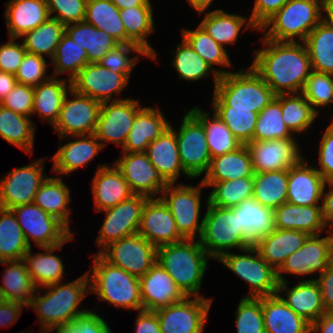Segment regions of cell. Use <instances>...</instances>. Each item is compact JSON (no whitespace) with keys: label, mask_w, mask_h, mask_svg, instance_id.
Wrapping results in <instances>:
<instances>
[{"label":"cell","mask_w":333,"mask_h":333,"mask_svg":"<svg viewBox=\"0 0 333 333\" xmlns=\"http://www.w3.org/2000/svg\"><path fill=\"white\" fill-rule=\"evenodd\" d=\"M260 41L265 48L255 51L252 68L275 95L301 93L313 71L304 42Z\"/></svg>","instance_id":"obj_1"},{"label":"cell","mask_w":333,"mask_h":333,"mask_svg":"<svg viewBox=\"0 0 333 333\" xmlns=\"http://www.w3.org/2000/svg\"><path fill=\"white\" fill-rule=\"evenodd\" d=\"M43 288H37L29 304L37 314L38 321L40 320L42 333H48L54 326L72 322L76 316L89 310L78 309L81 301L90 293L87 272L72 282H58ZM42 291L45 294L41 295Z\"/></svg>","instance_id":"obj_2"},{"label":"cell","mask_w":333,"mask_h":333,"mask_svg":"<svg viewBox=\"0 0 333 333\" xmlns=\"http://www.w3.org/2000/svg\"><path fill=\"white\" fill-rule=\"evenodd\" d=\"M214 92L212 106H230L232 109H252L260 113L275 94L252 68L237 72L213 69Z\"/></svg>","instance_id":"obj_3"},{"label":"cell","mask_w":333,"mask_h":333,"mask_svg":"<svg viewBox=\"0 0 333 333\" xmlns=\"http://www.w3.org/2000/svg\"><path fill=\"white\" fill-rule=\"evenodd\" d=\"M212 259L199 240L185 239L157 248V262L170 274L186 297H203L201 284Z\"/></svg>","instance_id":"obj_4"},{"label":"cell","mask_w":333,"mask_h":333,"mask_svg":"<svg viewBox=\"0 0 333 333\" xmlns=\"http://www.w3.org/2000/svg\"><path fill=\"white\" fill-rule=\"evenodd\" d=\"M91 258L93 269L87 271L90 292L117 309L143 310L139 278L107 262L99 253Z\"/></svg>","instance_id":"obj_5"},{"label":"cell","mask_w":333,"mask_h":333,"mask_svg":"<svg viewBox=\"0 0 333 333\" xmlns=\"http://www.w3.org/2000/svg\"><path fill=\"white\" fill-rule=\"evenodd\" d=\"M322 15V0H289L258 30H267L263 37L268 40L304 42L322 21Z\"/></svg>","instance_id":"obj_6"},{"label":"cell","mask_w":333,"mask_h":333,"mask_svg":"<svg viewBox=\"0 0 333 333\" xmlns=\"http://www.w3.org/2000/svg\"><path fill=\"white\" fill-rule=\"evenodd\" d=\"M206 199L207 209L198 240L208 255L218 260L233 248L241 251L253 246L239 228L238 208L217 207L208 203V197Z\"/></svg>","instance_id":"obj_7"},{"label":"cell","mask_w":333,"mask_h":333,"mask_svg":"<svg viewBox=\"0 0 333 333\" xmlns=\"http://www.w3.org/2000/svg\"><path fill=\"white\" fill-rule=\"evenodd\" d=\"M243 254L228 252L218 261L250 286L244 297L259 298L277 294V272L260 256L254 246L241 250Z\"/></svg>","instance_id":"obj_8"},{"label":"cell","mask_w":333,"mask_h":333,"mask_svg":"<svg viewBox=\"0 0 333 333\" xmlns=\"http://www.w3.org/2000/svg\"><path fill=\"white\" fill-rule=\"evenodd\" d=\"M202 181L198 186L169 183L160 197L168 206L179 233L185 239L200 238L203 229V218L200 220ZM197 233V234H196Z\"/></svg>","instance_id":"obj_9"},{"label":"cell","mask_w":333,"mask_h":333,"mask_svg":"<svg viewBox=\"0 0 333 333\" xmlns=\"http://www.w3.org/2000/svg\"><path fill=\"white\" fill-rule=\"evenodd\" d=\"M169 127L176 135L183 170L193 179L206 174L212 158L203 125L187 110L179 131Z\"/></svg>","instance_id":"obj_10"},{"label":"cell","mask_w":333,"mask_h":333,"mask_svg":"<svg viewBox=\"0 0 333 333\" xmlns=\"http://www.w3.org/2000/svg\"><path fill=\"white\" fill-rule=\"evenodd\" d=\"M11 210L30 248L32 242L39 248L55 246L63 243L72 234L61 221L46 213L34 202L16 206Z\"/></svg>","instance_id":"obj_11"},{"label":"cell","mask_w":333,"mask_h":333,"mask_svg":"<svg viewBox=\"0 0 333 333\" xmlns=\"http://www.w3.org/2000/svg\"><path fill=\"white\" fill-rule=\"evenodd\" d=\"M98 253L107 262L138 278L144 276L157 260V248L138 233L114 241Z\"/></svg>","instance_id":"obj_12"},{"label":"cell","mask_w":333,"mask_h":333,"mask_svg":"<svg viewBox=\"0 0 333 333\" xmlns=\"http://www.w3.org/2000/svg\"><path fill=\"white\" fill-rule=\"evenodd\" d=\"M328 235H310L303 246L288 256L277 271L278 283L286 282L284 273L304 276L318 272L322 274L333 261V233Z\"/></svg>","instance_id":"obj_13"},{"label":"cell","mask_w":333,"mask_h":333,"mask_svg":"<svg viewBox=\"0 0 333 333\" xmlns=\"http://www.w3.org/2000/svg\"><path fill=\"white\" fill-rule=\"evenodd\" d=\"M142 108L139 100L125 98L101 103L94 135L105 147L115 143L123 148L136 113ZM107 142V143H106Z\"/></svg>","instance_id":"obj_14"},{"label":"cell","mask_w":333,"mask_h":333,"mask_svg":"<svg viewBox=\"0 0 333 333\" xmlns=\"http://www.w3.org/2000/svg\"><path fill=\"white\" fill-rule=\"evenodd\" d=\"M213 299L185 297L156 312L161 333H203Z\"/></svg>","instance_id":"obj_15"},{"label":"cell","mask_w":333,"mask_h":333,"mask_svg":"<svg viewBox=\"0 0 333 333\" xmlns=\"http://www.w3.org/2000/svg\"><path fill=\"white\" fill-rule=\"evenodd\" d=\"M69 95L74 96L68 99ZM101 102L71 89L64 98L60 115L53 128L59 139L74 135L94 134Z\"/></svg>","instance_id":"obj_16"},{"label":"cell","mask_w":333,"mask_h":333,"mask_svg":"<svg viewBox=\"0 0 333 333\" xmlns=\"http://www.w3.org/2000/svg\"><path fill=\"white\" fill-rule=\"evenodd\" d=\"M45 159L15 168L0 179V207L12 209L19 205L34 202L41 184L48 177L44 174Z\"/></svg>","instance_id":"obj_17"},{"label":"cell","mask_w":333,"mask_h":333,"mask_svg":"<svg viewBox=\"0 0 333 333\" xmlns=\"http://www.w3.org/2000/svg\"><path fill=\"white\" fill-rule=\"evenodd\" d=\"M148 197L132 195L115 207L103 210L105 219L95 244L101 249L108 244L138 233L142 210Z\"/></svg>","instance_id":"obj_18"},{"label":"cell","mask_w":333,"mask_h":333,"mask_svg":"<svg viewBox=\"0 0 333 333\" xmlns=\"http://www.w3.org/2000/svg\"><path fill=\"white\" fill-rule=\"evenodd\" d=\"M122 155L114 162L127 181L130 190L135 195L155 198L169 184L154 168L145 152L128 153Z\"/></svg>","instance_id":"obj_19"},{"label":"cell","mask_w":333,"mask_h":333,"mask_svg":"<svg viewBox=\"0 0 333 333\" xmlns=\"http://www.w3.org/2000/svg\"><path fill=\"white\" fill-rule=\"evenodd\" d=\"M128 83L125 74L114 73L99 63H88L71 80V88L102 103L113 101L112 97L122 93Z\"/></svg>","instance_id":"obj_20"},{"label":"cell","mask_w":333,"mask_h":333,"mask_svg":"<svg viewBox=\"0 0 333 333\" xmlns=\"http://www.w3.org/2000/svg\"><path fill=\"white\" fill-rule=\"evenodd\" d=\"M295 138L268 141H251L246 144L251 154L253 170L256 173L288 170L304 157Z\"/></svg>","instance_id":"obj_21"},{"label":"cell","mask_w":333,"mask_h":333,"mask_svg":"<svg viewBox=\"0 0 333 333\" xmlns=\"http://www.w3.org/2000/svg\"><path fill=\"white\" fill-rule=\"evenodd\" d=\"M138 234L156 248L185 240L168 206L160 197L148 198L144 204Z\"/></svg>","instance_id":"obj_22"},{"label":"cell","mask_w":333,"mask_h":333,"mask_svg":"<svg viewBox=\"0 0 333 333\" xmlns=\"http://www.w3.org/2000/svg\"><path fill=\"white\" fill-rule=\"evenodd\" d=\"M139 280L143 310L157 311L186 297L157 261Z\"/></svg>","instance_id":"obj_23"},{"label":"cell","mask_w":333,"mask_h":333,"mask_svg":"<svg viewBox=\"0 0 333 333\" xmlns=\"http://www.w3.org/2000/svg\"><path fill=\"white\" fill-rule=\"evenodd\" d=\"M326 180L303 158L288 169L287 202L302 206H322Z\"/></svg>","instance_id":"obj_24"},{"label":"cell","mask_w":333,"mask_h":333,"mask_svg":"<svg viewBox=\"0 0 333 333\" xmlns=\"http://www.w3.org/2000/svg\"><path fill=\"white\" fill-rule=\"evenodd\" d=\"M67 137V140L70 138L76 140L68 142L65 145H62L60 142L57 152L50 158L53 161L51 171L62 176L64 173L66 176H69L73 171L89 165V162L103 149L102 143L94 134Z\"/></svg>","instance_id":"obj_25"},{"label":"cell","mask_w":333,"mask_h":333,"mask_svg":"<svg viewBox=\"0 0 333 333\" xmlns=\"http://www.w3.org/2000/svg\"><path fill=\"white\" fill-rule=\"evenodd\" d=\"M287 284V281L278 283L277 294L297 315L312 324L326 312L316 280H301L292 288Z\"/></svg>","instance_id":"obj_26"},{"label":"cell","mask_w":333,"mask_h":333,"mask_svg":"<svg viewBox=\"0 0 333 333\" xmlns=\"http://www.w3.org/2000/svg\"><path fill=\"white\" fill-rule=\"evenodd\" d=\"M91 183L96 212L115 207L121 201L134 195L115 164L112 166L98 165Z\"/></svg>","instance_id":"obj_27"},{"label":"cell","mask_w":333,"mask_h":333,"mask_svg":"<svg viewBox=\"0 0 333 333\" xmlns=\"http://www.w3.org/2000/svg\"><path fill=\"white\" fill-rule=\"evenodd\" d=\"M5 4L9 38L18 39L50 18L47 0H10Z\"/></svg>","instance_id":"obj_28"},{"label":"cell","mask_w":333,"mask_h":333,"mask_svg":"<svg viewBox=\"0 0 333 333\" xmlns=\"http://www.w3.org/2000/svg\"><path fill=\"white\" fill-rule=\"evenodd\" d=\"M160 109L145 106L136 113L122 152H146L148 145L169 128L170 123Z\"/></svg>","instance_id":"obj_29"},{"label":"cell","mask_w":333,"mask_h":333,"mask_svg":"<svg viewBox=\"0 0 333 333\" xmlns=\"http://www.w3.org/2000/svg\"><path fill=\"white\" fill-rule=\"evenodd\" d=\"M73 239L74 233H72L63 243L50 247H41L45 252L32 254V248H29L25 253L22 260L37 288H43L62 282L65 271L63 261L59 256L52 253L57 249L61 250L66 242Z\"/></svg>","instance_id":"obj_30"},{"label":"cell","mask_w":333,"mask_h":333,"mask_svg":"<svg viewBox=\"0 0 333 333\" xmlns=\"http://www.w3.org/2000/svg\"><path fill=\"white\" fill-rule=\"evenodd\" d=\"M275 229L299 230L309 235L328 231L322 216V206H302L285 202L274 209Z\"/></svg>","instance_id":"obj_31"},{"label":"cell","mask_w":333,"mask_h":333,"mask_svg":"<svg viewBox=\"0 0 333 333\" xmlns=\"http://www.w3.org/2000/svg\"><path fill=\"white\" fill-rule=\"evenodd\" d=\"M310 235L299 230L275 229L254 247L260 256L277 272L286 258L301 248Z\"/></svg>","instance_id":"obj_32"},{"label":"cell","mask_w":333,"mask_h":333,"mask_svg":"<svg viewBox=\"0 0 333 333\" xmlns=\"http://www.w3.org/2000/svg\"><path fill=\"white\" fill-rule=\"evenodd\" d=\"M145 153L154 168L168 183H175L181 173L190 179V176L183 170L176 135L170 127L148 145Z\"/></svg>","instance_id":"obj_33"},{"label":"cell","mask_w":333,"mask_h":333,"mask_svg":"<svg viewBox=\"0 0 333 333\" xmlns=\"http://www.w3.org/2000/svg\"><path fill=\"white\" fill-rule=\"evenodd\" d=\"M265 333H310V323L290 309L278 294L261 297Z\"/></svg>","instance_id":"obj_34"},{"label":"cell","mask_w":333,"mask_h":333,"mask_svg":"<svg viewBox=\"0 0 333 333\" xmlns=\"http://www.w3.org/2000/svg\"><path fill=\"white\" fill-rule=\"evenodd\" d=\"M251 154L246 144L235 151L211 159L208 172L203 176V184H214L244 177H253Z\"/></svg>","instance_id":"obj_35"},{"label":"cell","mask_w":333,"mask_h":333,"mask_svg":"<svg viewBox=\"0 0 333 333\" xmlns=\"http://www.w3.org/2000/svg\"><path fill=\"white\" fill-rule=\"evenodd\" d=\"M235 207L238 208L239 228L253 246L275 230L274 209L263 206L253 197Z\"/></svg>","instance_id":"obj_36"},{"label":"cell","mask_w":333,"mask_h":333,"mask_svg":"<svg viewBox=\"0 0 333 333\" xmlns=\"http://www.w3.org/2000/svg\"><path fill=\"white\" fill-rule=\"evenodd\" d=\"M71 89L69 79L52 76L34 87L32 115L39 114V119L48 121L53 127L59 118L64 98Z\"/></svg>","instance_id":"obj_37"},{"label":"cell","mask_w":333,"mask_h":333,"mask_svg":"<svg viewBox=\"0 0 333 333\" xmlns=\"http://www.w3.org/2000/svg\"><path fill=\"white\" fill-rule=\"evenodd\" d=\"M199 25L214 41L223 47L237 42L243 26H245L244 30L252 28L258 31L250 17L230 14L223 9L208 11Z\"/></svg>","instance_id":"obj_38"},{"label":"cell","mask_w":333,"mask_h":333,"mask_svg":"<svg viewBox=\"0 0 333 333\" xmlns=\"http://www.w3.org/2000/svg\"><path fill=\"white\" fill-rule=\"evenodd\" d=\"M65 33L81 48L88 57V63H98L119 42L109 34L99 30L85 20L65 25Z\"/></svg>","instance_id":"obj_39"},{"label":"cell","mask_w":333,"mask_h":333,"mask_svg":"<svg viewBox=\"0 0 333 333\" xmlns=\"http://www.w3.org/2000/svg\"><path fill=\"white\" fill-rule=\"evenodd\" d=\"M121 21L124 24L126 43L138 45L151 60H156L157 52L147 41V36L155 31L153 7L135 6L120 10Z\"/></svg>","instance_id":"obj_40"},{"label":"cell","mask_w":333,"mask_h":333,"mask_svg":"<svg viewBox=\"0 0 333 333\" xmlns=\"http://www.w3.org/2000/svg\"><path fill=\"white\" fill-rule=\"evenodd\" d=\"M60 177H47L35 195L34 203L46 213L56 217L70 231V189Z\"/></svg>","instance_id":"obj_41"},{"label":"cell","mask_w":333,"mask_h":333,"mask_svg":"<svg viewBox=\"0 0 333 333\" xmlns=\"http://www.w3.org/2000/svg\"><path fill=\"white\" fill-rule=\"evenodd\" d=\"M189 112L203 125L211 158L235 151L242 145L214 111L212 118L209 111L204 112L197 106Z\"/></svg>","instance_id":"obj_42"},{"label":"cell","mask_w":333,"mask_h":333,"mask_svg":"<svg viewBox=\"0 0 333 333\" xmlns=\"http://www.w3.org/2000/svg\"><path fill=\"white\" fill-rule=\"evenodd\" d=\"M0 264L8 266L3 273V285L0 284L6 300L19 302L28 307L37 287L26 270L24 261H1Z\"/></svg>","instance_id":"obj_43"},{"label":"cell","mask_w":333,"mask_h":333,"mask_svg":"<svg viewBox=\"0 0 333 333\" xmlns=\"http://www.w3.org/2000/svg\"><path fill=\"white\" fill-rule=\"evenodd\" d=\"M0 137L24 153L32 154L35 138L34 122L30 117L0 105Z\"/></svg>","instance_id":"obj_44"},{"label":"cell","mask_w":333,"mask_h":333,"mask_svg":"<svg viewBox=\"0 0 333 333\" xmlns=\"http://www.w3.org/2000/svg\"><path fill=\"white\" fill-rule=\"evenodd\" d=\"M253 198L263 206L278 208L287 202L288 170L254 172Z\"/></svg>","instance_id":"obj_45"},{"label":"cell","mask_w":333,"mask_h":333,"mask_svg":"<svg viewBox=\"0 0 333 333\" xmlns=\"http://www.w3.org/2000/svg\"><path fill=\"white\" fill-rule=\"evenodd\" d=\"M304 44L312 70L333 75V27L321 21L308 34Z\"/></svg>","instance_id":"obj_46"},{"label":"cell","mask_w":333,"mask_h":333,"mask_svg":"<svg viewBox=\"0 0 333 333\" xmlns=\"http://www.w3.org/2000/svg\"><path fill=\"white\" fill-rule=\"evenodd\" d=\"M85 21L109 34L119 43H126L120 10L111 0H87Z\"/></svg>","instance_id":"obj_47"},{"label":"cell","mask_w":333,"mask_h":333,"mask_svg":"<svg viewBox=\"0 0 333 333\" xmlns=\"http://www.w3.org/2000/svg\"><path fill=\"white\" fill-rule=\"evenodd\" d=\"M275 98L281 103L282 119L293 134L305 133L318 117L302 93L281 94Z\"/></svg>","instance_id":"obj_48"},{"label":"cell","mask_w":333,"mask_h":333,"mask_svg":"<svg viewBox=\"0 0 333 333\" xmlns=\"http://www.w3.org/2000/svg\"><path fill=\"white\" fill-rule=\"evenodd\" d=\"M29 248L13 211L0 207V262L20 260Z\"/></svg>","instance_id":"obj_49"},{"label":"cell","mask_w":333,"mask_h":333,"mask_svg":"<svg viewBox=\"0 0 333 333\" xmlns=\"http://www.w3.org/2000/svg\"><path fill=\"white\" fill-rule=\"evenodd\" d=\"M65 33V25L58 19L50 17L34 30L25 33L22 37L24 48L28 53L53 58L62 35Z\"/></svg>","instance_id":"obj_50"},{"label":"cell","mask_w":333,"mask_h":333,"mask_svg":"<svg viewBox=\"0 0 333 333\" xmlns=\"http://www.w3.org/2000/svg\"><path fill=\"white\" fill-rule=\"evenodd\" d=\"M204 185L213 188L208 196L209 204L221 208H231L253 196L254 180L253 177H244Z\"/></svg>","instance_id":"obj_51"},{"label":"cell","mask_w":333,"mask_h":333,"mask_svg":"<svg viewBox=\"0 0 333 333\" xmlns=\"http://www.w3.org/2000/svg\"><path fill=\"white\" fill-rule=\"evenodd\" d=\"M51 60V66L54 65L52 77H57L67 72L70 81L88 64L86 51L73 42L66 33L62 35Z\"/></svg>","instance_id":"obj_52"},{"label":"cell","mask_w":333,"mask_h":333,"mask_svg":"<svg viewBox=\"0 0 333 333\" xmlns=\"http://www.w3.org/2000/svg\"><path fill=\"white\" fill-rule=\"evenodd\" d=\"M182 38L211 68L213 65L232 67L225 47L214 41L200 25L195 30L183 28Z\"/></svg>","instance_id":"obj_53"},{"label":"cell","mask_w":333,"mask_h":333,"mask_svg":"<svg viewBox=\"0 0 333 333\" xmlns=\"http://www.w3.org/2000/svg\"><path fill=\"white\" fill-rule=\"evenodd\" d=\"M282 119L281 103L274 98L259 114L253 132V141L294 138Z\"/></svg>","instance_id":"obj_54"},{"label":"cell","mask_w":333,"mask_h":333,"mask_svg":"<svg viewBox=\"0 0 333 333\" xmlns=\"http://www.w3.org/2000/svg\"><path fill=\"white\" fill-rule=\"evenodd\" d=\"M176 47L177 49L172 51L174 57L171 65L176 69L180 79L195 82L209 77L211 67L183 38Z\"/></svg>","instance_id":"obj_55"},{"label":"cell","mask_w":333,"mask_h":333,"mask_svg":"<svg viewBox=\"0 0 333 333\" xmlns=\"http://www.w3.org/2000/svg\"><path fill=\"white\" fill-rule=\"evenodd\" d=\"M212 109L242 144L253 141L259 113L252 109H232L230 106H212Z\"/></svg>","instance_id":"obj_56"},{"label":"cell","mask_w":333,"mask_h":333,"mask_svg":"<svg viewBox=\"0 0 333 333\" xmlns=\"http://www.w3.org/2000/svg\"><path fill=\"white\" fill-rule=\"evenodd\" d=\"M301 93L319 114L318 107L322 109L333 103V75L312 71Z\"/></svg>","instance_id":"obj_57"},{"label":"cell","mask_w":333,"mask_h":333,"mask_svg":"<svg viewBox=\"0 0 333 333\" xmlns=\"http://www.w3.org/2000/svg\"><path fill=\"white\" fill-rule=\"evenodd\" d=\"M138 53L140 56L150 58L145 51L134 43H119L111 49L104 58L98 63L105 68L110 69L114 73H123L130 78L133 67L138 63L140 56H132L131 53Z\"/></svg>","instance_id":"obj_58"},{"label":"cell","mask_w":333,"mask_h":333,"mask_svg":"<svg viewBox=\"0 0 333 333\" xmlns=\"http://www.w3.org/2000/svg\"><path fill=\"white\" fill-rule=\"evenodd\" d=\"M237 333H265L261 297H243L236 310Z\"/></svg>","instance_id":"obj_59"},{"label":"cell","mask_w":333,"mask_h":333,"mask_svg":"<svg viewBox=\"0 0 333 333\" xmlns=\"http://www.w3.org/2000/svg\"><path fill=\"white\" fill-rule=\"evenodd\" d=\"M53 330L55 333H113L102 316L92 310L76 316L65 325L54 326L48 333Z\"/></svg>","instance_id":"obj_60"},{"label":"cell","mask_w":333,"mask_h":333,"mask_svg":"<svg viewBox=\"0 0 333 333\" xmlns=\"http://www.w3.org/2000/svg\"><path fill=\"white\" fill-rule=\"evenodd\" d=\"M47 66L45 57L26 52L15 74L17 83L36 87L47 81L51 77L46 75Z\"/></svg>","instance_id":"obj_61"},{"label":"cell","mask_w":333,"mask_h":333,"mask_svg":"<svg viewBox=\"0 0 333 333\" xmlns=\"http://www.w3.org/2000/svg\"><path fill=\"white\" fill-rule=\"evenodd\" d=\"M87 0H47L49 15L68 25L85 20ZM56 13L54 16H51Z\"/></svg>","instance_id":"obj_62"},{"label":"cell","mask_w":333,"mask_h":333,"mask_svg":"<svg viewBox=\"0 0 333 333\" xmlns=\"http://www.w3.org/2000/svg\"><path fill=\"white\" fill-rule=\"evenodd\" d=\"M34 87L17 83L11 92L0 102L3 107L15 113L30 117L33 110Z\"/></svg>","instance_id":"obj_63"},{"label":"cell","mask_w":333,"mask_h":333,"mask_svg":"<svg viewBox=\"0 0 333 333\" xmlns=\"http://www.w3.org/2000/svg\"><path fill=\"white\" fill-rule=\"evenodd\" d=\"M9 38L7 43L0 45V71L15 75L26 54L23 43Z\"/></svg>","instance_id":"obj_64"},{"label":"cell","mask_w":333,"mask_h":333,"mask_svg":"<svg viewBox=\"0 0 333 333\" xmlns=\"http://www.w3.org/2000/svg\"><path fill=\"white\" fill-rule=\"evenodd\" d=\"M319 166L315 169L326 180H333V121L326 128L319 146Z\"/></svg>","instance_id":"obj_65"},{"label":"cell","mask_w":333,"mask_h":333,"mask_svg":"<svg viewBox=\"0 0 333 333\" xmlns=\"http://www.w3.org/2000/svg\"><path fill=\"white\" fill-rule=\"evenodd\" d=\"M289 0H255L250 19L257 29L276 12H278Z\"/></svg>","instance_id":"obj_66"},{"label":"cell","mask_w":333,"mask_h":333,"mask_svg":"<svg viewBox=\"0 0 333 333\" xmlns=\"http://www.w3.org/2000/svg\"><path fill=\"white\" fill-rule=\"evenodd\" d=\"M316 280L321 290L322 301L326 312H333V261L327 269L317 278L304 279Z\"/></svg>","instance_id":"obj_67"},{"label":"cell","mask_w":333,"mask_h":333,"mask_svg":"<svg viewBox=\"0 0 333 333\" xmlns=\"http://www.w3.org/2000/svg\"><path fill=\"white\" fill-rule=\"evenodd\" d=\"M135 321V333H161L155 311H138Z\"/></svg>","instance_id":"obj_68"},{"label":"cell","mask_w":333,"mask_h":333,"mask_svg":"<svg viewBox=\"0 0 333 333\" xmlns=\"http://www.w3.org/2000/svg\"><path fill=\"white\" fill-rule=\"evenodd\" d=\"M24 307L26 308L27 306L12 301H6L4 304L0 305V326L10 327L15 324Z\"/></svg>","instance_id":"obj_69"},{"label":"cell","mask_w":333,"mask_h":333,"mask_svg":"<svg viewBox=\"0 0 333 333\" xmlns=\"http://www.w3.org/2000/svg\"><path fill=\"white\" fill-rule=\"evenodd\" d=\"M329 186L330 190H326ZM322 216L327 228L333 229V180L326 181L322 197ZM328 225L330 227H328Z\"/></svg>","instance_id":"obj_70"},{"label":"cell","mask_w":333,"mask_h":333,"mask_svg":"<svg viewBox=\"0 0 333 333\" xmlns=\"http://www.w3.org/2000/svg\"><path fill=\"white\" fill-rule=\"evenodd\" d=\"M333 333V312H325L317 321L310 324V333Z\"/></svg>","instance_id":"obj_71"},{"label":"cell","mask_w":333,"mask_h":333,"mask_svg":"<svg viewBox=\"0 0 333 333\" xmlns=\"http://www.w3.org/2000/svg\"><path fill=\"white\" fill-rule=\"evenodd\" d=\"M16 84L15 75L0 71V102L11 92Z\"/></svg>","instance_id":"obj_72"},{"label":"cell","mask_w":333,"mask_h":333,"mask_svg":"<svg viewBox=\"0 0 333 333\" xmlns=\"http://www.w3.org/2000/svg\"><path fill=\"white\" fill-rule=\"evenodd\" d=\"M111 2L119 9L132 8L135 6H152L150 0H111Z\"/></svg>","instance_id":"obj_73"},{"label":"cell","mask_w":333,"mask_h":333,"mask_svg":"<svg viewBox=\"0 0 333 333\" xmlns=\"http://www.w3.org/2000/svg\"><path fill=\"white\" fill-rule=\"evenodd\" d=\"M325 12L322 16V21L333 27V0H322V12Z\"/></svg>","instance_id":"obj_74"},{"label":"cell","mask_w":333,"mask_h":333,"mask_svg":"<svg viewBox=\"0 0 333 333\" xmlns=\"http://www.w3.org/2000/svg\"><path fill=\"white\" fill-rule=\"evenodd\" d=\"M190 3V6L194 8L198 12V14H202L206 11L207 8L211 5L213 0H186Z\"/></svg>","instance_id":"obj_75"},{"label":"cell","mask_w":333,"mask_h":333,"mask_svg":"<svg viewBox=\"0 0 333 333\" xmlns=\"http://www.w3.org/2000/svg\"><path fill=\"white\" fill-rule=\"evenodd\" d=\"M6 301L3 291L0 289V305L4 304Z\"/></svg>","instance_id":"obj_76"}]
</instances>
